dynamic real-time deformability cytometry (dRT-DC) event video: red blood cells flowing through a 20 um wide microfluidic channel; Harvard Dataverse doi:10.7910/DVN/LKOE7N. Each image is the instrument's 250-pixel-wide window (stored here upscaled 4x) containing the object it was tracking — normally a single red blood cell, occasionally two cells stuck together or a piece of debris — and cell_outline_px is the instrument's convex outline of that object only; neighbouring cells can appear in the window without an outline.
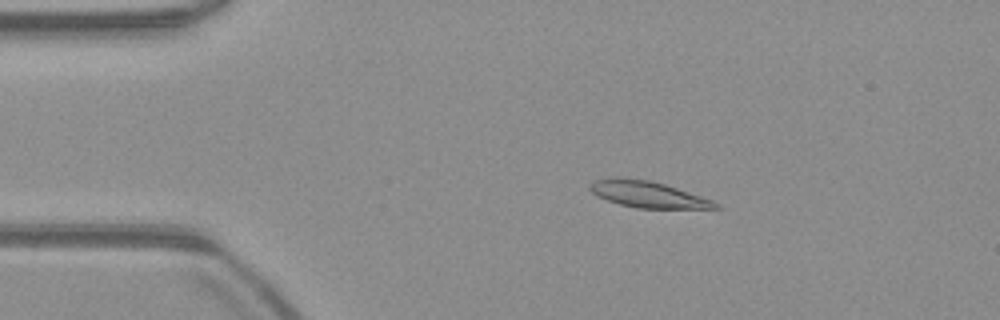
{"species": "common noctule bat (a hibernating species)", "species_latin": "Nyctalus noctula", "temperature_condition": "warm", "stored_images_in_passage": 47, "camera_frame_rate_fps": 3000, "um_per_image_px": 0.085, "animal": {"sex": "male", "body_mass_g": 23.1, "forearm_length_mm": 52.7}, "frame": {"image": 1, "passage_image": 5, "time_ms": 1.333, "image_size_px": [1000, 320], "cell_outline_px": [[720, 208], [636, 208], [620, 204], [596, 196], [588, 188], [588, 184], [596, 180], [616, 176], [620, 176], [648, 180], [664, 184], [712, 200], [720, 204]], "centroid_in_image_um": [55.0, 16.51], "position_along_channel_um": 30.0, "area_um2": 19.19}}
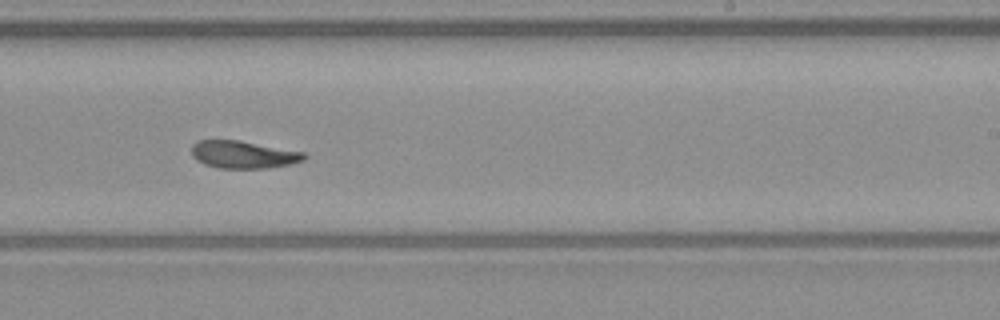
{"frame": {"image": 2, "passage_image": 27, "time_ms": 8.667, "image_size_px": [1000, 320], "cell_outline_px": [[308, 156], [304, 160], [292, 164], [268, 168], [220, 168], [204, 164], [196, 160], [192, 156], [192, 144], [200, 140], [240, 140], [304, 152]], "centroid_in_image_um": [20.7, 13.14], "position_along_channel_um": 268.3, "area_um2": 18.15}}
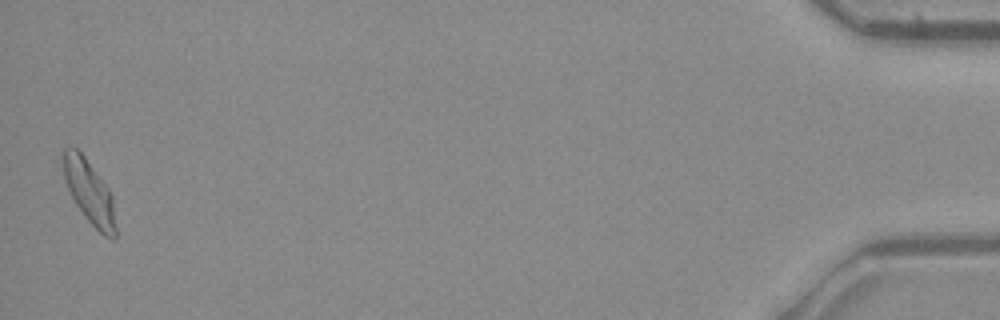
{"frame": {"image": 3, "passage_image": 47, "time_ms": 15.333, "image_size_px": [1000, 320], "cell_outline_px": [[116, 236], [112, 240], [104, 236], [84, 216], [76, 204], [68, 188], [64, 176], [64, 148], [76, 148], [84, 156], [108, 188], [112, 196], [116, 228]], "centroid_in_image_um": [7.62, 16.37], "position_along_channel_um": 427.6, "area_um2": 18.9}, "authors_computed_cell_mechanics": {"area_um2": 18.9006, "velocity_mm_per_s": 3.9313, "shape_relaxation_time_tau1_ms": 9.715, "shape_relaxation_time_tau2_ms": 2.1247, "deformation_change_tau1": 0.2221, "deformation_change_tau2": 0.0846}}